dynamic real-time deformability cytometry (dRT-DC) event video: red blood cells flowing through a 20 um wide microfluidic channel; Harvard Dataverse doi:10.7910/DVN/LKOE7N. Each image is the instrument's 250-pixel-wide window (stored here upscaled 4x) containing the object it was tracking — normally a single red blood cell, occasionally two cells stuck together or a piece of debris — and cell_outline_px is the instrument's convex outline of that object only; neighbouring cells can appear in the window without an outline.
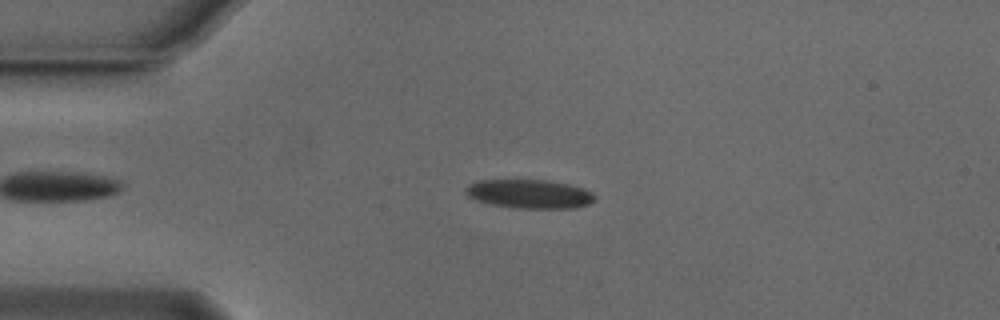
{"species": "Egyptian fruit bat (a non-hibernating species)", "species_latin": "Rousettus aegyptiacus", "temperature_condition": "cold", "stored_images_in_passage": 48, "camera_frame_rate_fps": 3000, "um_per_image_px": 0.085, "animal": {"sex": "male"}, "frame": {"image": 1, "passage_image": 11, "time_ms": 3.333, "image_size_px": [1000, 320], "cell_outline_px": [[596, 200], [588, 204], [576, 208], [520, 208], [492, 204], [476, 200], [468, 196], [464, 192], [464, 188], [468, 184], [476, 180], [548, 180], [568, 184], [584, 188], [592, 192], [596, 196]], "centroid_in_image_um": [45.01, 16.47], "position_along_channel_um": 40.0, "area_um2": 21.85}}
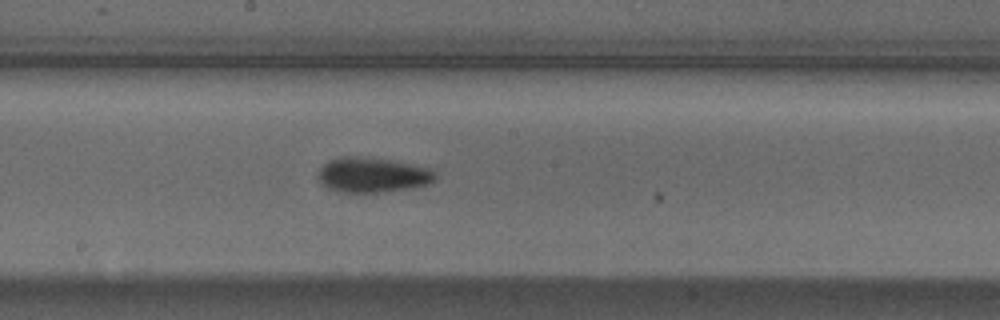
{"frame": {"image": 2, "passage_image": 27, "time_ms": 8.667, "image_size_px": [1000, 320], "cell_outline_px": [[436, 180], [428, 184], [412, 188], [380, 192], [340, 192], [324, 188], [316, 176], [320, 168], [328, 160], [340, 156], [356, 156], [392, 160], [432, 168], [436, 172]], "centroid_in_image_um": [31.65, 14.87], "position_along_channel_um": 216.6, "area_um2": 24.33}}
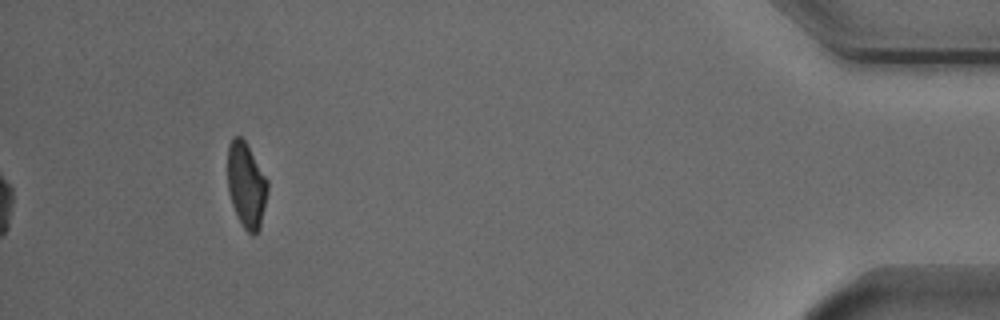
{"frame": {"image": 3, "passage_image": 48, "time_ms": 15.667, "image_size_px": [1000, 320], "cell_outline_px": [[268, 192], [260, 228], [252, 236], [244, 228], [232, 204], [228, 192], [228, 144], [232, 136], [240, 136], [244, 140], [268, 180]], "centroid_in_image_um": [20.94, 15.72], "position_along_channel_um": 414.3, "area_um2": 19.77}, "authors_computed_cell_mechanics": {"area_um2": 22.0507, "velocity_mm_per_s": 3.818, "shape_relaxation_time_tau1_ms": 3.2803, "shape_relaxation_time_tau2_ms": 4.1432, "deformation_change_tau1": 0.1206, "deformation_change_tau2": 0.073}}